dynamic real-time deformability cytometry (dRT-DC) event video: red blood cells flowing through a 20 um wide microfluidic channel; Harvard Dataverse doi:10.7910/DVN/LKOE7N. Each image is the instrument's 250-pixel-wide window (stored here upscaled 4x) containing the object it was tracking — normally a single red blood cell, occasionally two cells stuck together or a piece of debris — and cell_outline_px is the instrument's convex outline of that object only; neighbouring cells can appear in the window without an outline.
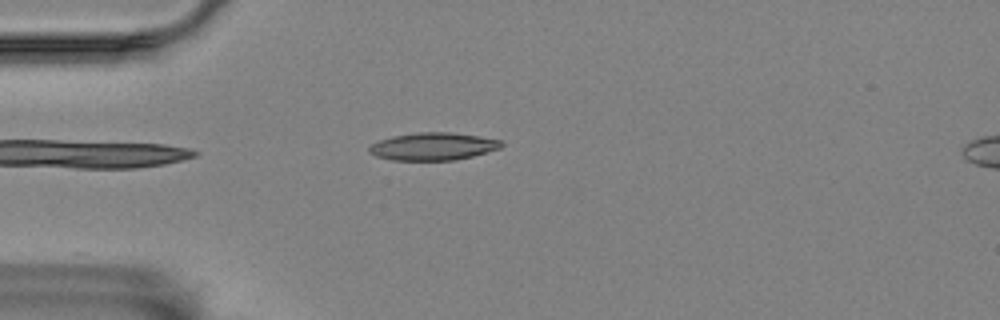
{"species": "Egyptian fruit bat (a non-hibernating species)", "species_latin": "Rousettus aegyptiacus", "temperature_condition": "room temperature", "stored_images_in_passage": 2, "camera_frame_rate_fps": 3000, "um_per_image_px": 0.085, "animal": {"sex": "female"}, "frame": {"image": 1, "passage_image": 2, "time_ms": 1.0, "image_size_px": [1000, 320], "cell_outline_px": [[504, 144], [500, 148], [472, 156], [456, 160], [392, 160], [376, 156], [368, 152], [368, 148], [372, 144], [380, 140], [392, 136], [420, 132], [448, 132], [476, 136], [500, 140]], "centroid_in_image_um": [36.78, 12.45], "position_along_channel_um": 48.2, "area_um2": 21.04}}